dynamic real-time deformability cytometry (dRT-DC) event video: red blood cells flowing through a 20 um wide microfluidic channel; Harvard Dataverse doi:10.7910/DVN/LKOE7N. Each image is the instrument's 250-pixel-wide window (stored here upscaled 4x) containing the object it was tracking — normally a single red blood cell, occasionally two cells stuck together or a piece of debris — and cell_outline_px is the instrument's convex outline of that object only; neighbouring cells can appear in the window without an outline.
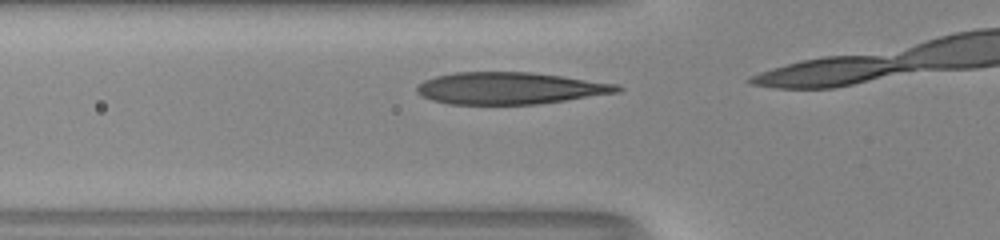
{"species": "human", "species_latin": "Homo sapiens", "temperature_condition": "room temperature", "stored_images_in_passage": 5, "camera_frame_rate_fps": 3000, "um_per_image_px": 0.085, "donor": {"sex": "male"}, "frame": {"image": 1, "passage_image": 3, "time_ms": 0.667, "image_size_px": [1000, 240], "cell_outline_px": [[624, 88], [620, 92], [536, 104], [448, 104], [432, 100], [416, 92], [416, 88], [424, 80], [436, 76], [456, 72], [532, 72], [616, 84]], "centroid_in_image_um": [43.32, 7.5], "position_along_channel_um": 82.5, "area_um2": 36.93}}